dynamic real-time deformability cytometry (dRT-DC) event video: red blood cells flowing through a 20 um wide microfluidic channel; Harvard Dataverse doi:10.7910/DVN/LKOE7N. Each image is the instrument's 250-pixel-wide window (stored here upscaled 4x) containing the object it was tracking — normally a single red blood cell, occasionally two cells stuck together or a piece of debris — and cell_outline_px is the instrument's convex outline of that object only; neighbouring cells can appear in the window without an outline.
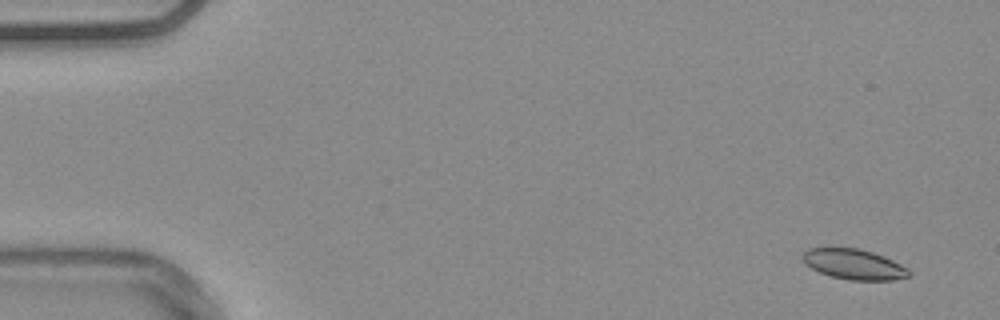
{"species": "common noctule bat (a hibernating species)", "species_latin": "Nyctalus noctula", "temperature_condition": "warm", "stored_images_in_passage": 54, "camera_frame_rate_fps": 3000, "um_per_image_px": 0.085, "animal": {"sex": "male", "body_mass_g": 20.4}, "frame": {"image": 1, "passage_image": 3, "time_ms": 0.667, "image_size_px": [1000, 320], "cell_outline_px": [[912, 272], [908, 276], [892, 280], [848, 280], [832, 276], [820, 272], [804, 264], [800, 256], [808, 248], [860, 248], [884, 256], [908, 268]], "centroid_in_image_um": [72.56, 22.46], "position_along_channel_um": 12.4, "area_um2": 18.79}}
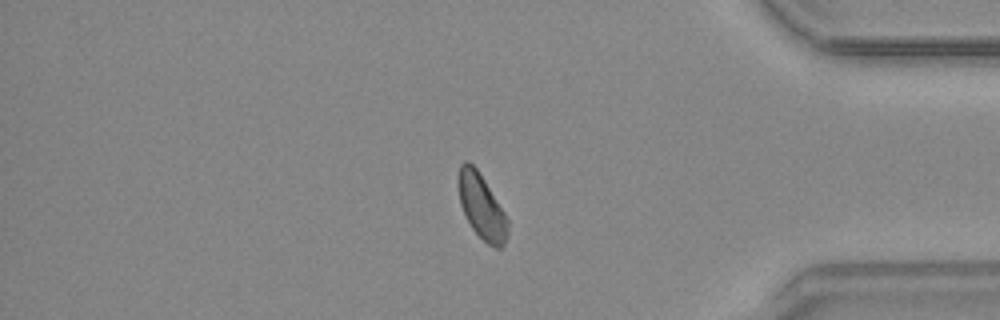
{"frame": {"image": 2, "passage_image": 46, "time_ms": 15.0, "image_size_px": [1000, 320], "cell_outline_px": [[508, 236], [504, 244], [500, 248], [496, 248], [488, 244], [472, 228], [460, 204], [460, 164], [464, 160], [468, 160], [476, 168], [484, 180], [504, 212], [508, 220]], "centroid_in_image_um": [40.97, 17.59], "position_along_channel_um": 394.2, "area_um2": 18.03}}
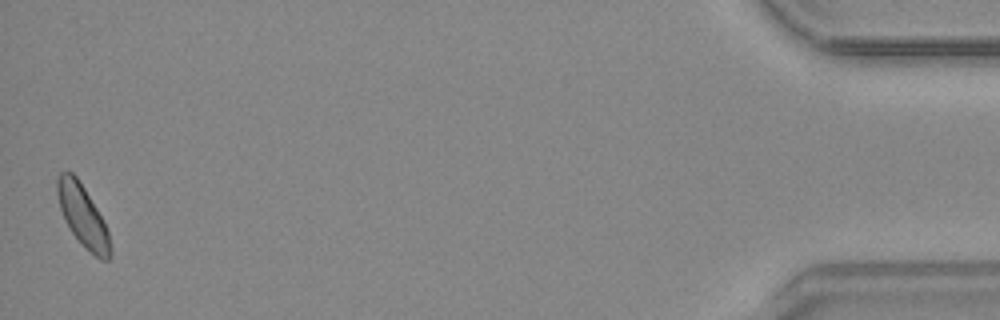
{"frame": {"image": 3, "passage_image": 54, "time_ms": 17.667, "image_size_px": [1000, 320], "cell_outline_px": [[112, 256], [108, 260], [100, 260], [84, 248], [72, 232], [64, 220], [60, 208], [56, 192], [56, 180], [60, 172], [72, 172], [76, 176], [84, 188], [104, 220], [108, 232], [112, 248]], "centroid_in_image_um": [7.05, 18.39], "position_along_channel_um": 428.2, "area_um2": 19.19}, "authors_computed_cell_mechanics": {"area_um2": 19.1318, "velocity_mm_per_s": 3.7366, "shape_relaxation_time_tau1_ms": 4.7487, "shape_relaxation_time_tau2_ms": null, "deformation_change_tau1": 0.0709, "deformation_change_tau2": null}}